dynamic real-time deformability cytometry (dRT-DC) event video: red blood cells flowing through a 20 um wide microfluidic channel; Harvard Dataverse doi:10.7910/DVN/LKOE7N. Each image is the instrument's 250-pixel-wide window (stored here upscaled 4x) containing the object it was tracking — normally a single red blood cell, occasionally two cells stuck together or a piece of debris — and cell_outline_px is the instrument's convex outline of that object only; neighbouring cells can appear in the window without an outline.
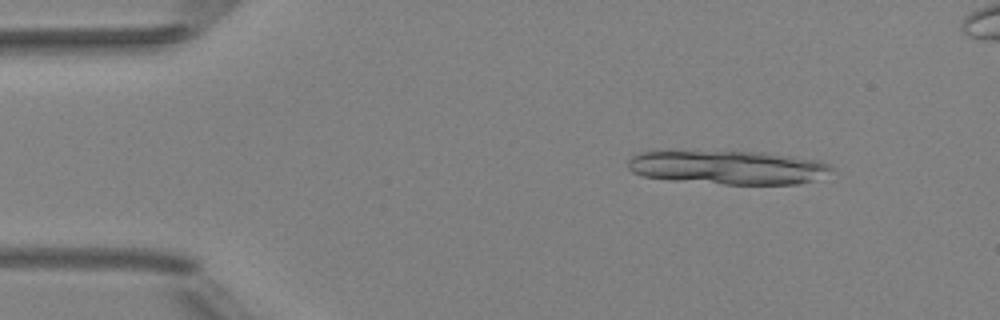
{"species": "Egyptian fruit bat (a non-hibernating species)", "species_latin": "Rousettus aegyptiacus", "temperature_condition": "room temperature", "stored_images_in_passage": 4, "camera_frame_rate_fps": 3000, "um_per_image_px": 0.085, "animal": {"sex": "female"}, "frame": {"image": 1, "passage_image": 1, "time_ms": 0.0, "image_size_px": [1000, 320], "cell_outline_px": [[832, 168], [812, 180], [796, 184], [724, 184], [668, 180], [644, 176], [632, 172], [628, 168], [628, 160], [636, 152], [764, 152], [820, 160], [828, 164]], "centroid_in_image_um": [61.82, 14.23], "position_along_channel_um": 23.2, "area_um2": 39.54}}